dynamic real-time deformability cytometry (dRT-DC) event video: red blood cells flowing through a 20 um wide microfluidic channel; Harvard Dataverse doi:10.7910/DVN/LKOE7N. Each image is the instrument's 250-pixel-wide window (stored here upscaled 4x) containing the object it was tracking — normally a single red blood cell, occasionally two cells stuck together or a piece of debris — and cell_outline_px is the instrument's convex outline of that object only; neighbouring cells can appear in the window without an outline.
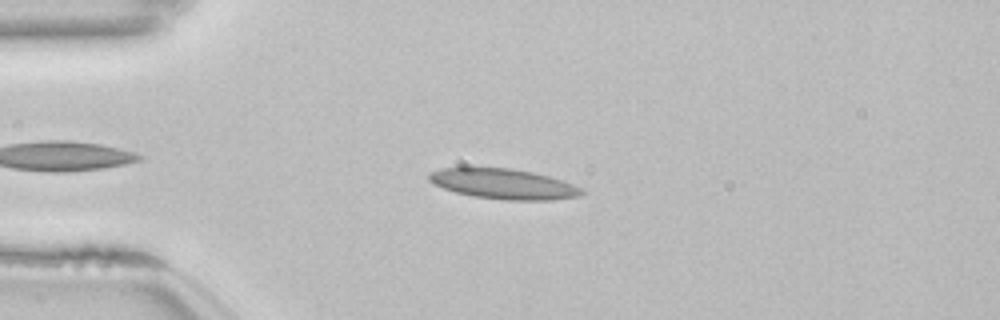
{"species": "common noctule bat (a hibernating species)", "species_latin": "Nyctalus noctula", "temperature_condition": "room temperature", "stored_images_in_passage": 47, "camera_frame_rate_fps": 3000, "um_per_image_px": 0.085, "animal": {"sex": "female", "body_mass_g": 22.7, "forearm_length_mm": 54.2}, "frame": {"image": 1, "passage_image": 7, "time_ms": 2.0, "image_size_px": [1000, 320], "cell_outline_px": [[584, 192], [580, 196], [552, 200], [508, 200], [472, 196], [456, 192], [444, 188], [428, 180], [428, 176], [432, 172], [440, 168], [464, 164], [512, 168], [532, 172], [548, 176], [572, 184], [580, 188]], "centroid_in_image_um": [42.71, 15.58], "position_along_channel_um": 42.3, "area_um2": 27.57}}
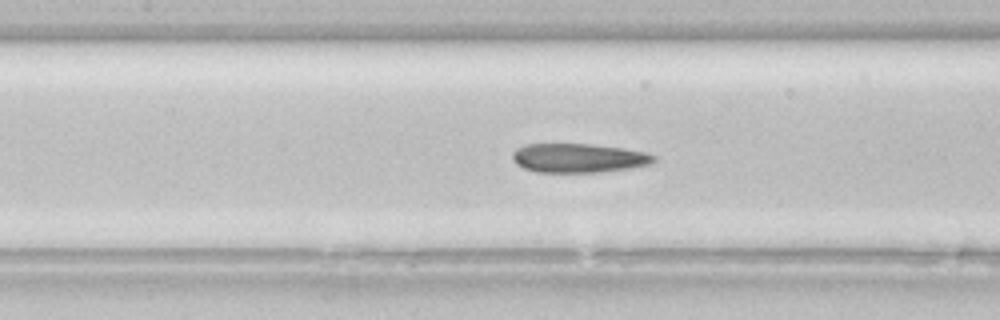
{"frame": {"image": 2, "passage_image": 18, "time_ms": 5.667, "image_size_px": [1000, 320], "cell_outline_px": [[656, 160], [648, 164], [628, 168], [600, 172], [536, 172], [524, 168], [516, 164], [512, 160], [512, 152], [516, 148], [524, 144], [592, 144], [624, 148], [644, 152], [656, 156]], "centroid_in_image_um": [49.13, 13.42], "position_along_channel_um": 158.3, "area_um2": 23.99}}
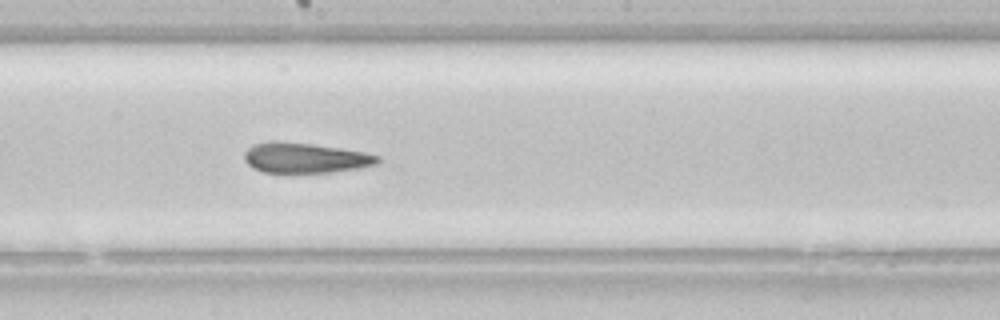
{"frame": {"image": 3, "passage_image": 23, "time_ms": 7.333, "image_size_px": [1000, 320], "cell_outline_px": [[380, 160], [376, 164], [360, 168], [332, 172], [264, 172], [252, 168], [244, 160], [244, 152], [252, 144], [312, 144], [340, 148], [364, 152], [380, 156]], "centroid_in_image_um": [25.99, 13.46], "position_along_channel_um": 222.2, "area_um2": 22.66}}